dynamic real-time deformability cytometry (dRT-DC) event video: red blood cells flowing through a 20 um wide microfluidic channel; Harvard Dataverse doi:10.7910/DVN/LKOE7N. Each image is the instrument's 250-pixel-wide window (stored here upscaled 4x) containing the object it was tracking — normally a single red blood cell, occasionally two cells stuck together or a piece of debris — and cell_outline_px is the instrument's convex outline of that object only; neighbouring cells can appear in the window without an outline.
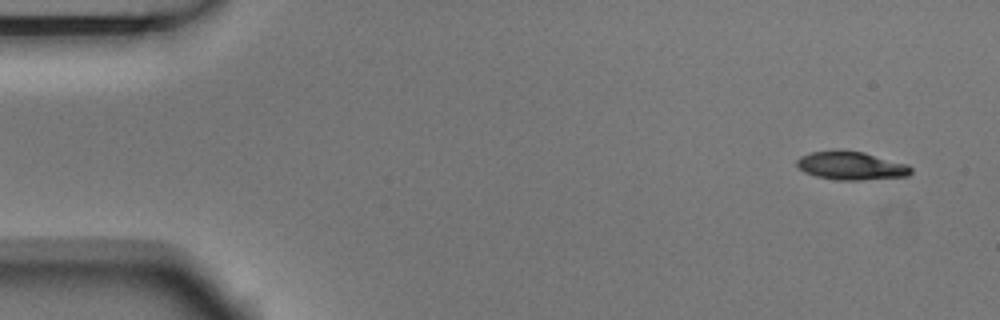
{"species": "Egyptian fruit bat (a non-hibernating species)", "species_latin": "Rousettus aegyptiacus", "temperature_condition": "room temperature", "stored_images_in_passage": 5, "camera_frame_rate_fps": 3000, "um_per_image_px": 0.085, "animal": {"sex": "male"}, "frame": {"image": 1, "passage_image": 1, "time_ms": 0.0, "image_size_px": [1000, 320], "cell_outline_px": [[912, 172], [908, 176], [860, 180], [836, 180], [816, 176], [804, 172], [796, 164], [796, 160], [800, 156], [812, 152], [840, 148], [864, 152], [908, 164], [912, 168]], "centroid_in_image_um": [72.34, 14.06], "position_along_channel_um": 12.7, "area_um2": 19.19}}
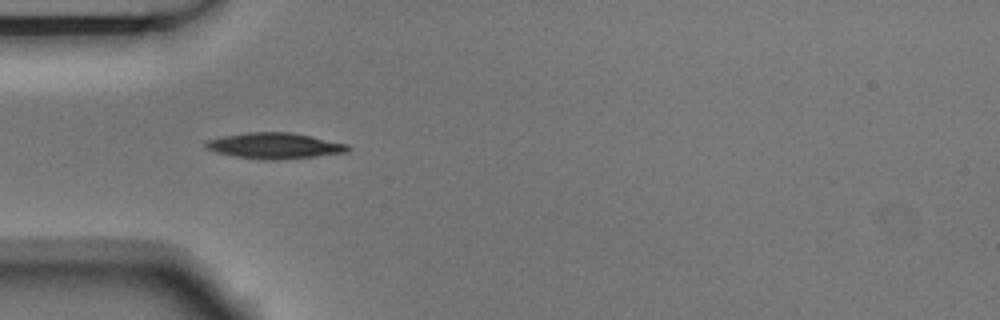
{"frame": {"image": 2, "passage_image": 4, "time_ms": 1.0, "image_size_px": [1000, 320], "cell_outline_px": [[352, 148], [348, 152], [280, 160], [264, 160], [236, 156], [216, 152], [208, 148], [204, 144], [208, 140], [220, 136], [248, 132], [292, 132], [312, 136], [348, 144]], "centroid_in_image_um": [23.37, 12.38], "position_along_channel_um": 61.6, "area_um2": 21.44}}
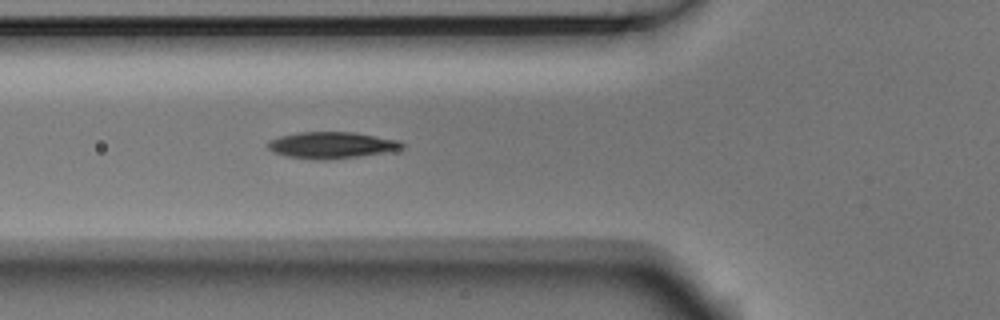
{"frame": {"image": 3, "passage_image": 5, "time_ms": 1.333, "image_size_px": [1000, 320], "cell_outline_px": [[404, 148], [384, 152], [360, 156], [324, 160], [288, 156], [276, 152], [268, 148], [268, 140], [280, 136], [296, 132], [356, 132], [400, 140], [404, 144]], "centroid_in_image_um": [28.22, 12.32], "position_along_channel_um": 97.6, "area_um2": 20.58}}